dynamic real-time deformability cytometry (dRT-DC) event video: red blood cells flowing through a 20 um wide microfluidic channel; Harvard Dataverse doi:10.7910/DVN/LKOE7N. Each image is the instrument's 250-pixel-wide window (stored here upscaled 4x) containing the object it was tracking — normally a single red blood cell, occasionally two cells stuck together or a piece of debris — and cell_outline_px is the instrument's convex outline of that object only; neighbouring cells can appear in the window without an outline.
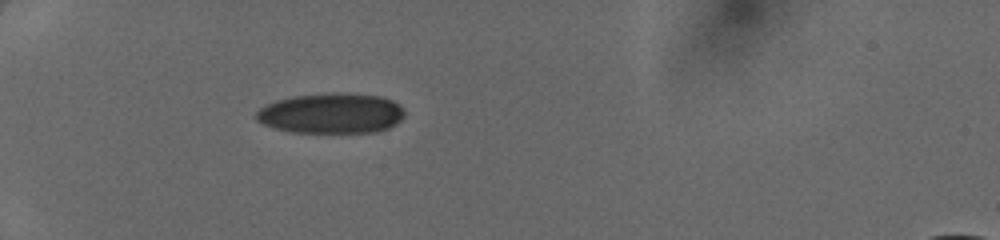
{"species": "human", "species_latin": "Homo sapiens", "temperature_condition": "cold", "stored_images_in_passage": 33, "camera_frame_rate_fps": 3000, "um_per_image_px": 0.085, "donor": {"sex": "female"}, "frame": {"image": 1, "passage_image": 1, "time_ms": 0.0, "image_size_px": [1000, 240], "cell_outline_px": [[404, 116], [396, 124], [388, 128], [376, 132], [288, 132], [264, 124], [256, 120], [256, 112], [260, 108], [276, 100], [292, 96], [332, 92], [340, 92], [380, 96], [392, 100], [400, 104], [404, 108]], "centroid_in_image_um": [28.18, 9.62], "position_along_channel_um": 56.8, "area_um2": 35.03}}
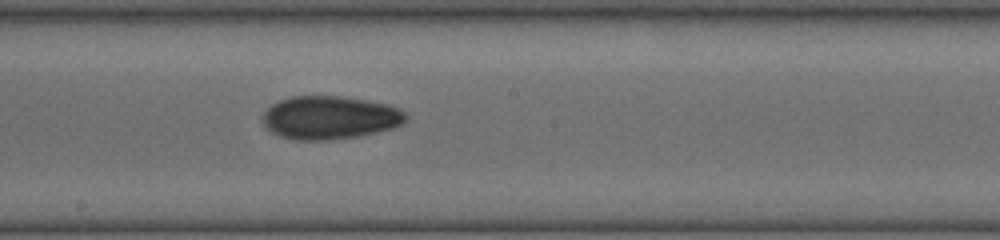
{"frame": {"image": 2, "passage_image": 14, "time_ms": 4.333, "image_size_px": [1000, 240], "cell_outline_px": [[408, 116], [396, 128], [356, 136], [332, 140], [296, 140], [280, 136], [272, 132], [264, 124], [264, 112], [272, 104], [280, 100], [292, 96], [344, 96], [388, 104], [400, 108]], "centroid_in_image_um": [28.06, 9.99], "position_along_channel_um": 220.1, "area_um2": 36.01}}
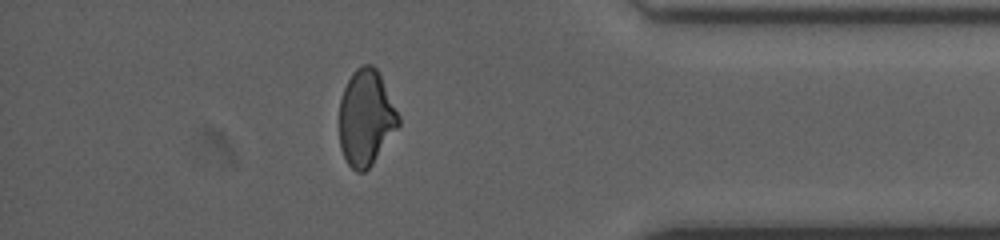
{"frame": {"image": 3, "passage_image": 28, "time_ms": 9.0, "image_size_px": [1000, 240], "cell_outline_px": [[400, 124], [372, 164], [364, 172], [356, 172], [348, 164], [340, 148], [340, 100], [344, 88], [352, 72], [360, 64], [372, 64], [376, 68], [400, 116]], "centroid_in_image_um": [31.1, 10.0], "position_along_channel_um": 404.1, "area_um2": 32.83}}